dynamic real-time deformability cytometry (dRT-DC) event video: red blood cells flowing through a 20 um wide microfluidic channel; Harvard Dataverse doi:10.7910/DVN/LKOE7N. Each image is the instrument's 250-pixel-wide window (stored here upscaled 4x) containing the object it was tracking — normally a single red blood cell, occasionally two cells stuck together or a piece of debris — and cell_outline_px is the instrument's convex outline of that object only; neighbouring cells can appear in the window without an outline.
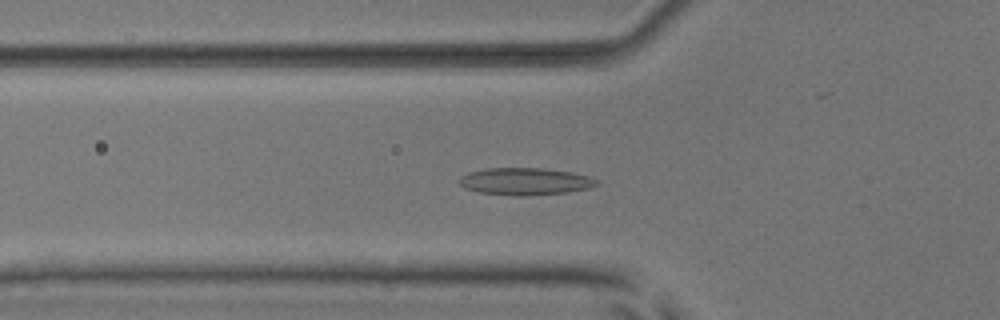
{"species": "common noctule bat (a hibernating species)", "species_latin": "Nyctalus noctula", "temperature_condition": "room temperature", "stored_images_in_passage": 44, "camera_frame_rate_fps": 3000, "um_per_image_px": 0.085, "animal": {"sex": "male", "body_mass_g": 17.9, "forearm_length_mm": 54.2}, "frame": {"image": 1, "passage_image": 19, "time_ms": 6.0, "image_size_px": [1000, 320], "cell_outline_px": [[600, 184], [588, 188], [568, 192], [528, 196], [512, 196], [480, 192], [464, 188], [456, 180], [460, 176], [468, 172], [488, 168], [540, 168], [572, 172], [588, 176], [596, 180]], "centroid_in_image_um": [44.6, 15.42], "position_along_channel_um": 81.2, "area_um2": 21.91}}
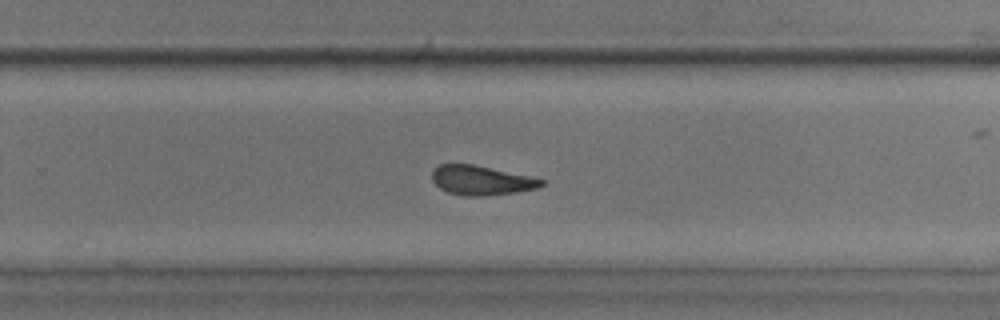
{"frame": {"image": 2, "passage_image": 35, "time_ms": 11.333, "image_size_px": [1000, 320], "cell_outline_px": [[544, 184], [536, 188], [516, 192], [484, 196], [464, 196], [448, 192], [440, 188], [432, 180], [432, 172], [440, 164], [472, 164], [528, 176], [544, 180]], "centroid_in_image_um": [40.88, 15.34], "position_along_channel_um": 288.9, "area_um2": 18.44}}
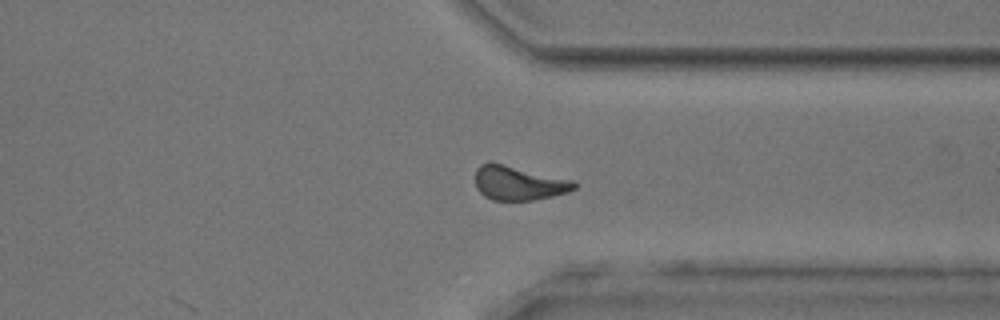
{"frame": {"image": 3, "passage_image": 41, "time_ms": 13.333, "image_size_px": [1000, 320], "cell_outline_px": [[576, 188], [568, 192], [552, 196], [532, 200], [492, 200], [484, 196], [476, 188], [476, 168], [480, 164], [488, 160], [572, 180], [576, 184]], "centroid_in_image_um": [44.04, 15.54], "position_along_channel_um": 367.4, "area_um2": 19.77}, "authors_computed_cell_mechanics": {"area_um2": 20.3456, "velocity_mm_per_s": 3.8984, "shape_relaxation_time_tau1_ms": 5.0112, "shape_relaxation_time_tau2_ms": 3.348, "deformation_change_tau1": 0.1241, "deformation_change_tau2": 0.1155}}